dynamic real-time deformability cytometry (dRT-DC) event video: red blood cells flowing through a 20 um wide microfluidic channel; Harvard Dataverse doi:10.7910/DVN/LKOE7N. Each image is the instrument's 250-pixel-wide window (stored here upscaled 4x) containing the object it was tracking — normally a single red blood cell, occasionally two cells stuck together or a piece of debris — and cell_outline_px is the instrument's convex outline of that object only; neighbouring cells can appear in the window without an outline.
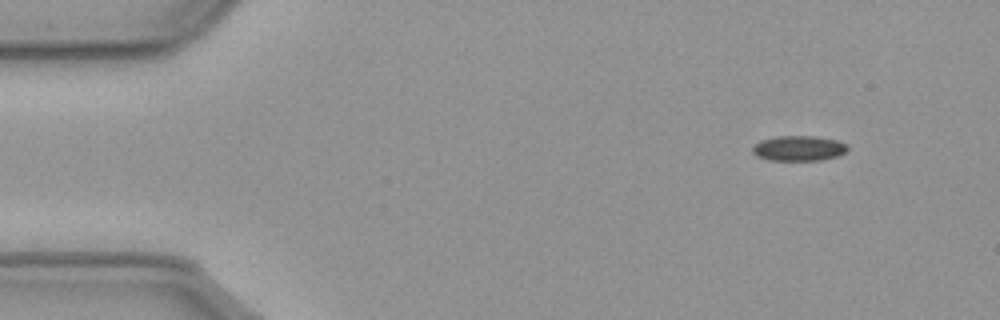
{"species": "common noctule bat (a hibernating species)", "species_latin": "Nyctalus noctula", "temperature_condition": "cold", "stored_images_in_passage": 52, "camera_frame_rate_fps": 3000, "um_per_image_px": 0.085, "animal": {"sex": "male", "body_mass_g": 23.1, "forearm_length_mm": 52.7}, "frame": {"image": 1, "passage_image": 1, "time_ms": 0.0, "image_size_px": [1000, 320], "cell_outline_px": [[848, 148], [844, 152], [836, 156], [820, 160], [768, 160], [756, 156], [752, 152], [752, 148], [760, 140], [776, 136], [816, 136], [836, 140], [844, 144]], "centroid_in_image_um": [67.84, 12.6], "position_along_channel_um": 17.2, "area_um2": 13.81}}
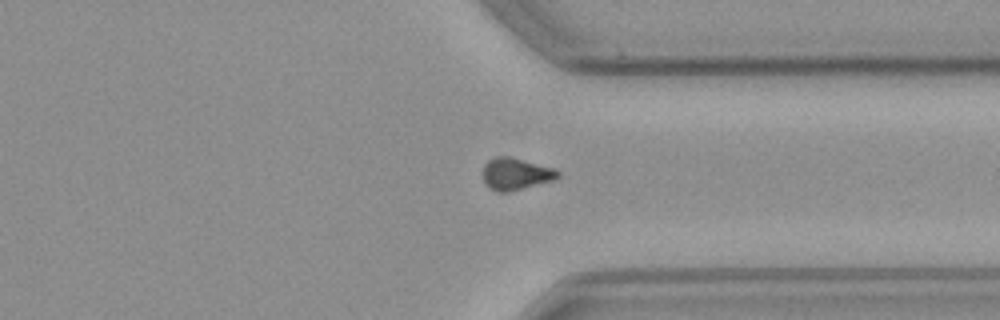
{"frame": {"image": 2, "passage_image": 38, "time_ms": 12.333, "image_size_px": [1000, 320], "cell_outline_px": [[560, 176], [552, 180], [508, 192], [496, 192], [488, 188], [484, 180], [484, 164], [488, 160], [496, 156], [508, 156], [556, 168], [560, 172]], "centroid_in_image_um": [43.84, 14.77], "position_along_channel_um": 367.6, "area_um2": 13.93}}
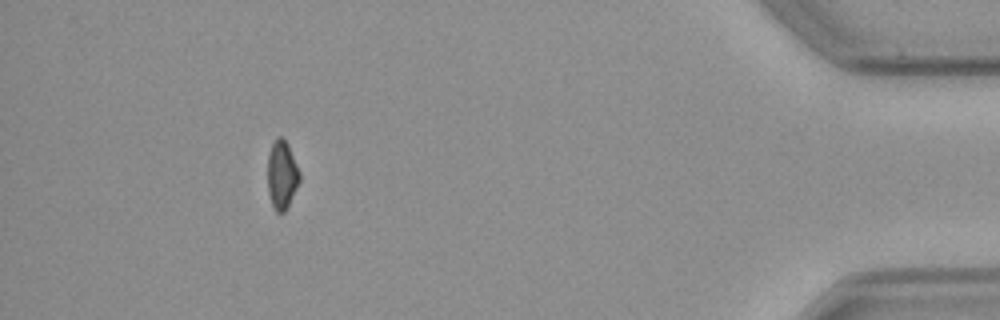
{"frame": {"image": 3, "passage_image": 47, "time_ms": 15.333, "image_size_px": [1000, 320], "cell_outline_px": [[300, 180], [284, 212], [276, 212], [272, 204], [268, 192], [268, 156], [272, 144], [276, 136], [280, 136], [288, 144], [300, 172]], "centroid_in_image_um": [23.95, 14.83], "position_along_channel_um": 411.2, "area_um2": 12.54}, "authors_computed_cell_mechanics": {"area_um2": 14.0454, "velocity_mm_per_s": 3.6023, "shape_relaxation_time_tau1_ms": 3.5382, "shape_relaxation_time_tau2_ms": null, "deformation_change_tau1": 0.063, "deformation_change_tau2": null}}